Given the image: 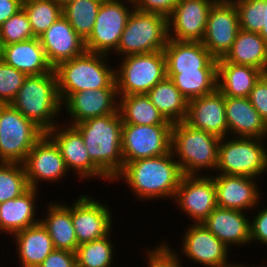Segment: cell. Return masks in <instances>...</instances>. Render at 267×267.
<instances>
[{
	"label": "cell",
	"mask_w": 267,
	"mask_h": 267,
	"mask_svg": "<svg viewBox=\"0 0 267 267\" xmlns=\"http://www.w3.org/2000/svg\"><path fill=\"white\" fill-rule=\"evenodd\" d=\"M38 267H77L75 252L54 249Z\"/></svg>",
	"instance_id": "bcb514c9"
},
{
	"label": "cell",
	"mask_w": 267,
	"mask_h": 267,
	"mask_svg": "<svg viewBox=\"0 0 267 267\" xmlns=\"http://www.w3.org/2000/svg\"><path fill=\"white\" fill-rule=\"evenodd\" d=\"M259 209L250 220V243L267 245V206Z\"/></svg>",
	"instance_id": "f6af8a7d"
},
{
	"label": "cell",
	"mask_w": 267,
	"mask_h": 267,
	"mask_svg": "<svg viewBox=\"0 0 267 267\" xmlns=\"http://www.w3.org/2000/svg\"><path fill=\"white\" fill-rule=\"evenodd\" d=\"M236 5L240 29L258 33L267 42V0H232Z\"/></svg>",
	"instance_id": "74e56055"
},
{
	"label": "cell",
	"mask_w": 267,
	"mask_h": 267,
	"mask_svg": "<svg viewBox=\"0 0 267 267\" xmlns=\"http://www.w3.org/2000/svg\"><path fill=\"white\" fill-rule=\"evenodd\" d=\"M248 98L267 124V75L265 73L255 83Z\"/></svg>",
	"instance_id": "7bdbcfd3"
},
{
	"label": "cell",
	"mask_w": 267,
	"mask_h": 267,
	"mask_svg": "<svg viewBox=\"0 0 267 267\" xmlns=\"http://www.w3.org/2000/svg\"><path fill=\"white\" fill-rule=\"evenodd\" d=\"M108 56L85 51L82 55L61 62L53 68L61 102L75 92L116 88V66L110 67Z\"/></svg>",
	"instance_id": "5b68a950"
},
{
	"label": "cell",
	"mask_w": 267,
	"mask_h": 267,
	"mask_svg": "<svg viewBox=\"0 0 267 267\" xmlns=\"http://www.w3.org/2000/svg\"><path fill=\"white\" fill-rule=\"evenodd\" d=\"M179 0H133L134 8L143 12L157 13L169 17Z\"/></svg>",
	"instance_id": "ee69618b"
},
{
	"label": "cell",
	"mask_w": 267,
	"mask_h": 267,
	"mask_svg": "<svg viewBox=\"0 0 267 267\" xmlns=\"http://www.w3.org/2000/svg\"><path fill=\"white\" fill-rule=\"evenodd\" d=\"M23 166L29 186L34 189L39 188V182H60L70 173L58 146L47 134L32 147Z\"/></svg>",
	"instance_id": "e0dca14e"
},
{
	"label": "cell",
	"mask_w": 267,
	"mask_h": 267,
	"mask_svg": "<svg viewBox=\"0 0 267 267\" xmlns=\"http://www.w3.org/2000/svg\"><path fill=\"white\" fill-rule=\"evenodd\" d=\"M62 110L70 116L71 126L94 117L118 113L117 88L89 89L72 93L62 102Z\"/></svg>",
	"instance_id": "d6986e66"
},
{
	"label": "cell",
	"mask_w": 267,
	"mask_h": 267,
	"mask_svg": "<svg viewBox=\"0 0 267 267\" xmlns=\"http://www.w3.org/2000/svg\"><path fill=\"white\" fill-rule=\"evenodd\" d=\"M111 234L80 244L75 251L77 267H112L116 249Z\"/></svg>",
	"instance_id": "d590c367"
},
{
	"label": "cell",
	"mask_w": 267,
	"mask_h": 267,
	"mask_svg": "<svg viewBox=\"0 0 267 267\" xmlns=\"http://www.w3.org/2000/svg\"><path fill=\"white\" fill-rule=\"evenodd\" d=\"M147 96L167 121L172 124L185 121L188 112V100L170 78L166 77L158 82L147 93Z\"/></svg>",
	"instance_id": "1f68e13d"
},
{
	"label": "cell",
	"mask_w": 267,
	"mask_h": 267,
	"mask_svg": "<svg viewBox=\"0 0 267 267\" xmlns=\"http://www.w3.org/2000/svg\"><path fill=\"white\" fill-rule=\"evenodd\" d=\"M172 125H122V154L127 162L164 155L171 150Z\"/></svg>",
	"instance_id": "8fae6325"
},
{
	"label": "cell",
	"mask_w": 267,
	"mask_h": 267,
	"mask_svg": "<svg viewBox=\"0 0 267 267\" xmlns=\"http://www.w3.org/2000/svg\"><path fill=\"white\" fill-rule=\"evenodd\" d=\"M229 136L267 139V124L248 97H225Z\"/></svg>",
	"instance_id": "d4e9b609"
},
{
	"label": "cell",
	"mask_w": 267,
	"mask_h": 267,
	"mask_svg": "<svg viewBox=\"0 0 267 267\" xmlns=\"http://www.w3.org/2000/svg\"><path fill=\"white\" fill-rule=\"evenodd\" d=\"M163 240L161 241L162 243L160 242L157 246L155 245L153 249H144L145 251L147 250L144 253H147L145 255L147 267H183L180 253H177L178 251H175L174 248H170L168 241Z\"/></svg>",
	"instance_id": "b9f144b4"
},
{
	"label": "cell",
	"mask_w": 267,
	"mask_h": 267,
	"mask_svg": "<svg viewBox=\"0 0 267 267\" xmlns=\"http://www.w3.org/2000/svg\"><path fill=\"white\" fill-rule=\"evenodd\" d=\"M239 16L232 0H217L211 7L202 44L215 59H221L232 48L239 31Z\"/></svg>",
	"instance_id": "4fadbf2b"
},
{
	"label": "cell",
	"mask_w": 267,
	"mask_h": 267,
	"mask_svg": "<svg viewBox=\"0 0 267 267\" xmlns=\"http://www.w3.org/2000/svg\"><path fill=\"white\" fill-rule=\"evenodd\" d=\"M133 10V0H103L93 31L85 41L86 51L105 55L114 53Z\"/></svg>",
	"instance_id": "30bf717a"
},
{
	"label": "cell",
	"mask_w": 267,
	"mask_h": 267,
	"mask_svg": "<svg viewBox=\"0 0 267 267\" xmlns=\"http://www.w3.org/2000/svg\"><path fill=\"white\" fill-rule=\"evenodd\" d=\"M22 9L35 37L44 33L62 15V7L55 0H23Z\"/></svg>",
	"instance_id": "8d00e7d4"
},
{
	"label": "cell",
	"mask_w": 267,
	"mask_h": 267,
	"mask_svg": "<svg viewBox=\"0 0 267 267\" xmlns=\"http://www.w3.org/2000/svg\"><path fill=\"white\" fill-rule=\"evenodd\" d=\"M217 0H179L168 17V37L177 41H202L208 14Z\"/></svg>",
	"instance_id": "ac0fdd59"
},
{
	"label": "cell",
	"mask_w": 267,
	"mask_h": 267,
	"mask_svg": "<svg viewBox=\"0 0 267 267\" xmlns=\"http://www.w3.org/2000/svg\"><path fill=\"white\" fill-rule=\"evenodd\" d=\"M23 6V0H0V26L11 16L17 14Z\"/></svg>",
	"instance_id": "7dc6e473"
},
{
	"label": "cell",
	"mask_w": 267,
	"mask_h": 267,
	"mask_svg": "<svg viewBox=\"0 0 267 267\" xmlns=\"http://www.w3.org/2000/svg\"><path fill=\"white\" fill-rule=\"evenodd\" d=\"M27 76L0 58V104H10Z\"/></svg>",
	"instance_id": "60d3db41"
},
{
	"label": "cell",
	"mask_w": 267,
	"mask_h": 267,
	"mask_svg": "<svg viewBox=\"0 0 267 267\" xmlns=\"http://www.w3.org/2000/svg\"><path fill=\"white\" fill-rule=\"evenodd\" d=\"M178 208L193 223H202L217 207L215 182L211 175H183L176 191Z\"/></svg>",
	"instance_id": "5bb4252c"
},
{
	"label": "cell",
	"mask_w": 267,
	"mask_h": 267,
	"mask_svg": "<svg viewBox=\"0 0 267 267\" xmlns=\"http://www.w3.org/2000/svg\"><path fill=\"white\" fill-rule=\"evenodd\" d=\"M29 188L23 164L0 162V203L19 197Z\"/></svg>",
	"instance_id": "f35d334b"
},
{
	"label": "cell",
	"mask_w": 267,
	"mask_h": 267,
	"mask_svg": "<svg viewBox=\"0 0 267 267\" xmlns=\"http://www.w3.org/2000/svg\"><path fill=\"white\" fill-rule=\"evenodd\" d=\"M118 97V112L123 124L172 125L151 103L147 94H133Z\"/></svg>",
	"instance_id": "d6a6232c"
},
{
	"label": "cell",
	"mask_w": 267,
	"mask_h": 267,
	"mask_svg": "<svg viewBox=\"0 0 267 267\" xmlns=\"http://www.w3.org/2000/svg\"><path fill=\"white\" fill-rule=\"evenodd\" d=\"M183 174L173 152L127 162L113 181L121 179L137 200L174 199Z\"/></svg>",
	"instance_id": "6da1fadb"
},
{
	"label": "cell",
	"mask_w": 267,
	"mask_h": 267,
	"mask_svg": "<svg viewBox=\"0 0 267 267\" xmlns=\"http://www.w3.org/2000/svg\"><path fill=\"white\" fill-rule=\"evenodd\" d=\"M224 59L234 64L250 65L267 69V42L258 33L239 29L232 48Z\"/></svg>",
	"instance_id": "4dcf8cb0"
},
{
	"label": "cell",
	"mask_w": 267,
	"mask_h": 267,
	"mask_svg": "<svg viewBox=\"0 0 267 267\" xmlns=\"http://www.w3.org/2000/svg\"><path fill=\"white\" fill-rule=\"evenodd\" d=\"M62 8L65 7L70 2L76 1V0H55Z\"/></svg>",
	"instance_id": "681fc988"
},
{
	"label": "cell",
	"mask_w": 267,
	"mask_h": 267,
	"mask_svg": "<svg viewBox=\"0 0 267 267\" xmlns=\"http://www.w3.org/2000/svg\"><path fill=\"white\" fill-rule=\"evenodd\" d=\"M202 223L228 248L250 244L247 212L216 207Z\"/></svg>",
	"instance_id": "603a6c76"
},
{
	"label": "cell",
	"mask_w": 267,
	"mask_h": 267,
	"mask_svg": "<svg viewBox=\"0 0 267 267\" xmlns=\"http://www.w3.org/2000/svg\"><path fill=\"white\" fill-rule=\"evenodd\" d=\"M227 267H258V265L257 266H253V265H250V266H247V265H245V264H241V262H240V264L239 263H237V262H234L232 265H230V266H227ZM259 267H267V265H260Z\"/></svg>",
	"instance_id": "c3c4849f"
},
{
	"label": "cell",
	"mask_w": 267,
	"mask_h": 267,
	"mask_svg": "<svg viewBox=\"0 0 267 267\" xmlns=\"http://www.w3.org/2000/svg\"><path fill=\"white\" fill-rule=\"evenodd\" d=\"M115 67L118 96L147 94L167 77L164 51L128 55Z\"/></svg>",
	"instance_id": "ba28073f"
},
{
	"label": "cell",
	"mask_w": 267,
	"mask_h": 267,
	"mask_svg": "<svg viewBox=\"0 0 267 267\" xmlns=\"http://www.w3.org/2000/svg\"><path fill=\"white\" fill-rule=\"evenodd\" d=\"M35 38L23 9L0 26V47Z\"/></svg>",
	"instance_id": "ab89813d"
},
{
	"label": "cell",
	"mask_w": 267,
	"mask_h": 267,
	"mask_svg": "<svg viewBox=\"0 0 267 267\" xmlns=\"http://www.w3.org/2000/svg\"><path fill=\"white\" fill-rule=\"evenodd\" d=\"M220 140L218 136L193 128L185 121L173 123L171 151L182 174L204 176L211 175L209 172L213 170L217 172Z\"/></svg>",
	"instance_id": "277c9868"
},
{
	"label": "cell",
	"mask_w": 267,
	"mask_h": 267,
	"mask_svg": "<svg viewBox=\"0 0 267 267\" xmlns=\"http://www.w3.org/2000/svg\"><path fill=\"white\" fill-rule=\"evenodd\" d=\"M60 202H49L46 205V216L40 219L47 229L55 249L75 252L78 245L72 221V205Z\"/></svg>",
	"instance_id": "f1b7e54d"
},
{
	"label": "cell",
	"mask_w": 267,
	"mask_h": 267,
	"mask_svg": "<svg viewBox=\"0 0 267 267\" xmlns=\"http://www.w3.org/2000/svg\"><path fill=\"white\" fill-rule=\"evenodd\" d=\"M38 190L30 187L19 197L0 203V234L9 236L40 223L37 217Z\"/></svg>",
	"instance_id": "4316f807"
},
{
	"label": "cell",
	"mask_w": 267,
	"mask_h": 267,
	"mask_svg": "<svg viewBox=\"0 0 267 267\" xmlns=\"http://www.w3.org/2000/svg\"><path fill=\"white\" fill-rule=\"evenodd\" d=\"M38 38L48 63L53 68L86 51L85 41L75 32L63 14Z\"/></svg>",
	"instance_id": "7402d4cb"
},
{
	"label": "cell",
	"mask_w": 267,
	"mask_h": 267,
	"mask_svg": "<svg viewBox=\"0 0 267 267\" xmlns=\"http://www.w3.org/2000/svg\"><path fill=\"white\" fill-rule=\"evenodd\" d=\"M163 51L167 71L217 69L218 60L211 55L201 41L168 39Z\"/></svg>",
	"instance_id": "cb8c5ba5"
},
{
	"label": "cell",
	"mask_w": 267,
	"mask_h": 267,
	"mask_svg": "<svg viewBox=\"0 0 267 267\" xmlns=\"http://www.w3.org/2000/svg\"><path fill=\"white\" fill-rule=\"evenodd\" d=\"M17 246L20 267H38L55 249L47 229L38 223L11 236Z\"/></svg>",
	"instance_id": "f546056e"
},
{
	"label": "cell",
	"mask_w": 267,
	"mask_h": 267,
	"mask_svg": "<svg viewBox=\"0 0 267 267\" xmlns=\"http://www.w3.org/2000/svg\"><path fill=\"white\" fill-rule=\"evenodd\" d=\"M0 58L26 76H37L53 71L38 37L1 46Z\"/></svg>",
	"instance_id": "484cf974"
},
{
	"label": "cell",
	"mask_w": 267,
	"mask_h": 267,
	"mask_svg": "<svg viewBox=\"0 0 267 267\" xmlns=\"http://www.w3.org/2000/svg\"><path fill=\"white\" fill-rule=\"evenodd\" d=\"M168 39L167 17L134 8L121 35L117 50L112 54L125 57L163 51Z\"/></svg>",
	"instance_id": "52a82bcc"
},
{
	"label": "cell",
	"mask_w": 267,
	"mask_h": 267,
	"mask_svg": "<svg viewBox=\"0 0 267 267\" xmlns=\"http://www.w3.org/2000/svg\"><path fill=\"white\" fill-rule=\"evenodd\" d=\"M264 140L267 139L231 136L221 138L216 166L218 172L215 175L258 178L266 173L267 147Z\"/></svg>",
	"instance_id": "8992f818"
},
{
	"label": "cell",
	"mask_w": 267,
	"mask_h": 267,
	"mask_svg": "<svg viewBox=\"0 0 267 267\" xmlns=\"http://www.w3.org/2000/svg\"><path fill=\"white\" fill-rule=\"evenodd\" d=\"M182 252L191 262L203 267H227L234 263L229 261V251L203 223H191L182 234ZM229 254V255H228Z\"/></svg>",
	"instance_id": "2e32d148"
},
{
	"label": "cell",
	"mask_w": 267,
	"mask_h": 267,
	"mask_svg": "<svg viewBox=\"0 0 267 267\" xmlns=\"http://www.w3.org/2000/svg\"><path fill=\"white\" fill-rule=\"evenodd\" d=\"M122 125L119 112L73 125L82 135L90 159L112 180V183L124 167Z\"/></svg>",
	"instance_id": "7a4b0ae2"
},
{
	"label": "cell",
	"mask_w": 267,
	"mask_h": 267,
	"mask_svg": "<svg viewBox=\"0 0 267 267\" xmlns=\"http://www.w3.org/2000/svg\"><path fill=\"white\" fill-rule=\"evenodd\" d=\"M102 2L103 0H76L62 8L63 16L84 41L93 31Z\"/></svg>",
	"instance_id": "e575fe53"
},
{
	"label": "cell",
	"mask_w": 267,
	"mask_h": 267,
	"mask_svg": "<svg viewBox=\"0 0 267 267\" xmlns=\"http://www.w3.org/2000/svg\"><path fill=\"white\" fill-rule=\"evenodd\" d=\"M10 105L45 133L56 127L60 123L57 119L62 113V102L54 70L27 76Z\"/></svg>",
	"instance_id": "3957f363"
},
{
	"label": "cell",
	"mask_w": 267,
	"mask_h": 267,
	"mask_svg": "<svg viewBox=\"0 0 267 267\" xmlns=\"http://www.w3.org/2000/svg\"><path fill=\"white\" fill-rule=\"evenodd\" d=\"M185 122L219 138L229 136L225 96L216 89L211 94L190 99Z\"/></svg>",
	"instance_id": "44dd1931"
},
{
	"label": "cell",
	"mask_w": 267,
	"mask_h": 267,
	"mask_svg": "<svg viewBox=\"0 0 267 267\" xmlns=\"http://www.w3.org/2000/svg\"><path fill=\"white\" fill-rule=\"evenodd\" d=\"M264 72L250 65L234 64L218 59L217 89L225 97H249Z\"/></svg>",
	"instance_id": "83f0119b"
},
{
	"label": "cell",
	"mask_w": 267,
	"mask_h": 267,
	"mask_svg": "<svg viewBox=\"0 0 267 267\" xmlns=\"http://www.w3.org/2000/svg\"><path fill=\"white\" fill-rule=\"evenodd\" d=\"M167 77L188 101L211 94L217 89V69L167 71Z\"/></svg>",
	"instance_id": "836d02e7"
},
{
	"label": "cell",
	"mask_w": 267,
	"mask_h": 267,
	"mask_svg": "<svg viewBox=\"0 0 267 267\" xmlns=\"http://www.w3.org/2000/svg\"><path fill=\"white\" fill-rule=\"evenodd\" d=\"M211 176L215 182L217 207L247 212L261 206L258 204L262 199L258 178L225 174L214 176L213 173Z\"/></svg>",
	"instance_id": "ffe728a7"
},
{
	"label": "cell",
	"mask_w": 267,
	"mask_h": 267,
	"mask_svg": "<svg viewBox=\"0 0 267 267\" xmlns=\"http://www.w3.org/2000/svg\"><path fill=\"white\" fill-rule=\"evenodd\" d=\"M67 123L69 122H66V125L59 123L46 134L58 146L69 172L78 174L81 181L98 178L111 182L112 180L90 159L80 132Z\"/></svg>",
	"instance_id": "7c38bea8"
},
{
	"label": "cell",
	"mask_w": 267,
	"mask_h": 267,
	"mask_svg": "<svg viewBox=\"0 0 267 267\" xmlns=\"http://www.w3.org/2000/svg\"><path fill=\"white\" fill-rule=\"evenodd\" d=\"M104 203V204H103ZM107 204L93 195L80 194L72 204V221L78 245L109 235L113 228V216Z\"/></svg>",
	"instance_id": "9a60e30c"
},
{
	"label": "cell",
	"mask_w": 267,
	"mask_h": 267,
	"mask_svg": "<svg viewBox=\"0 0 267 267\" xmlns=\"http://www.w3.org/2000/svg\"><path fill=\"white\" fill-rule=\"evenodd\" d=\"M46 133L10 104H0V162L23 164Z\"/></svg>",
	"instance_id": "9c48e42d"
}]
</instances>
